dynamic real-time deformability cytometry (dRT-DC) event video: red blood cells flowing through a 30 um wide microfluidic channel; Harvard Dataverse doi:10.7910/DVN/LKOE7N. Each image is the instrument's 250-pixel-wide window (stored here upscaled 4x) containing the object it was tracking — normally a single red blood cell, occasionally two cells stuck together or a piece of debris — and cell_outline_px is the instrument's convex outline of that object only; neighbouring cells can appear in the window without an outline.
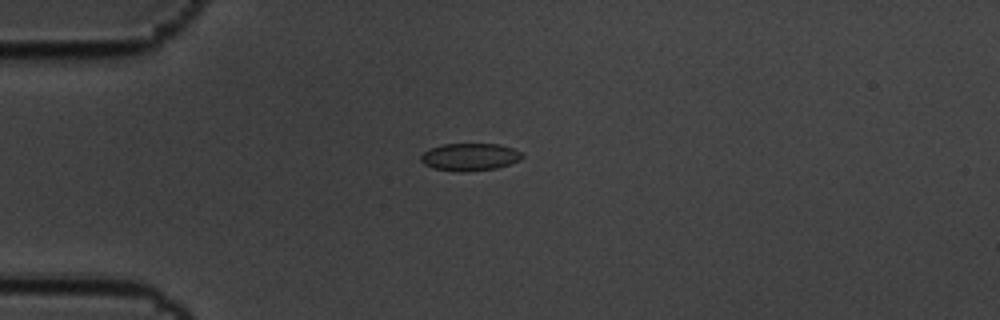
{"species": "common noctule bat (a hibernating species)", "species_latin": "Nyctalus noctula", "temperature_condition": "cold", "stored_images_in_passage": 2, "camera_frame_rate_fps": 3000, "um_per_image_px": 0.085, "animal": {"sex": "male", "body_mass_g": 19.5, "forearm_length_mm": 54.6}, "frame": {"image": 1, "passage_image": 1, "time_ms": 0.0, "image_size_px": [1000, 320], "cell_outline_px": [[524, 156], [520, 160], [496, 168], [468, 172], [460, 172], [432, 168], [424, 164], [420, 160], [420, 156], [424, 152], [432, 148], [444, 144], [500, 144], [512, 148], [520, 152]], "centroid_in_image_um": [39.93, 13.35], "position_along_channel_um": 45.1, "area_um2": 16.18}}